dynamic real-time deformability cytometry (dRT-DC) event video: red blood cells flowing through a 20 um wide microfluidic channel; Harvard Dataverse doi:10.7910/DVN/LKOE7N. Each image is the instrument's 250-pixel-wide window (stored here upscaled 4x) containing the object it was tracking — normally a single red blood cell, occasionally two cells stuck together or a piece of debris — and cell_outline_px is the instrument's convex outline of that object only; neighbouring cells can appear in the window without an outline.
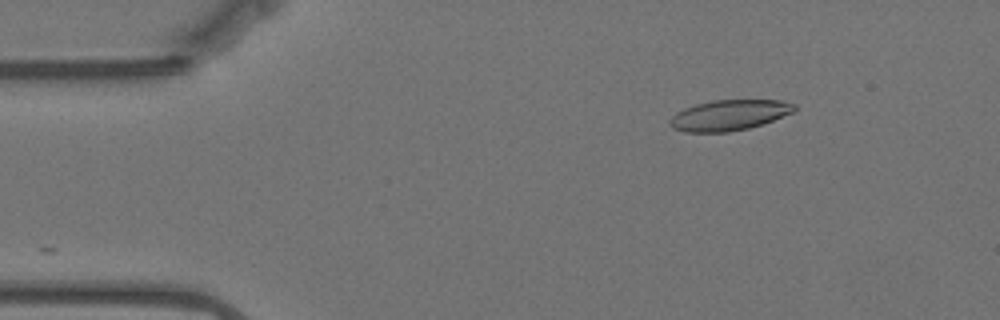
{"species": "Egyptian fruit bat (a non-hibernating species)", "species_latin": "Rousettus aegyptiacus", "temperature_condition": "warm", "stored_images_in_passage": 32, "camera_frame_rate_fps": 3000, "um_per_image_px": 0.085, "animal": {"sex": "female"}, "frame": {"image": 1, "passage_image": 1, "time_ms": 0.0, "image_size_px": [1000, 320], "cell_outline_px": [[796, 108], [792, 112], [772, 120], [748, 128], [728, 132], [684, 132], [672, 128], [668, 124], [668, 120], [676, 112], [684, 108], [696, 104], [712, 100], [780, 100], [796, 104]], "centroid_in_image_um": [61.92, 9.79], "position_along_channel_um": 23.1, "area_um2": 22.14}}
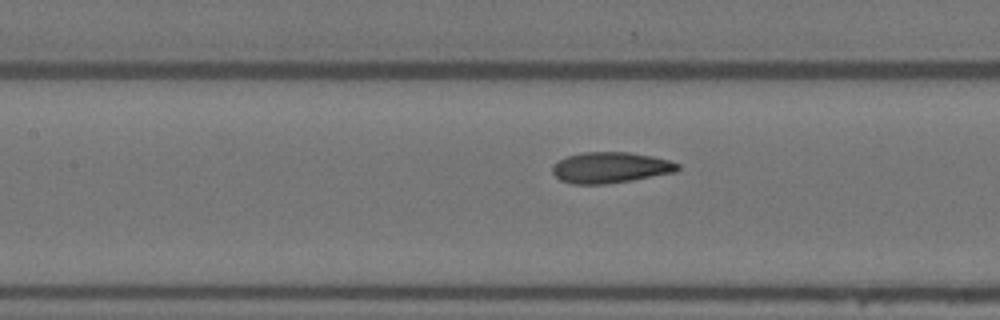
{"frame": {"image": 2, "passage_image": 18, "time_ms": 5.667, "image_size_px": [1000, 320], "cell_outline_px": [[680, 168], [676, 172], [632, 180], [608, 184], [572, 184], [560, 180], [552, 172], [552, 164], [568, 156], [584, 152], [628, 152], [652, 156], [668, 160], [680, 164]], "centroid_in_image_um": [51.89, 14.25], "position_along_channel_um": 155.5, "area_um2": 22.6}}
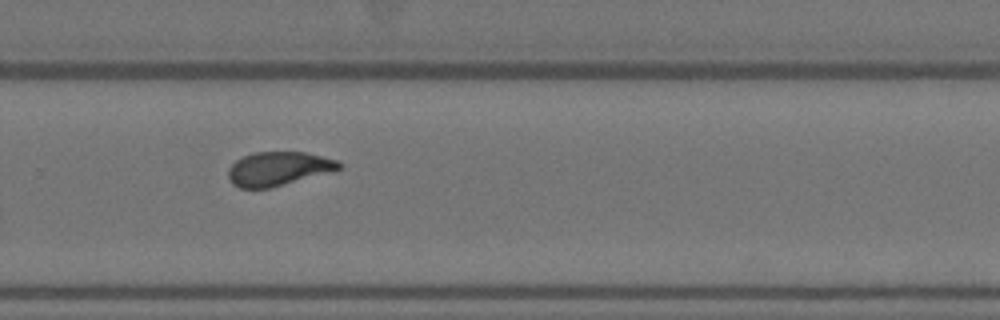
{"frame": {"image": 3, "passage_image": 31, "time_ms": 10.0, "image_size_px": [1000, 320], "cell_outline_px": [[344, 164], [340, 168], [268, 188], [240, 188], [232, 184], [228, 176], [228, 168], [240, 156], [256, 152], [304, 152], [336, 160]], "centroid_in_image_um": [23.57, 14.32], "position_along_channel_um": 306.2, "area_um2": 21.39}, "authors_computed_cell_mechanics": {"area_um2": 22.4842, "velocity_mm_per_s": 3.4995, "shape_relaxation_time_tau1_ms": 4.9774, "shape_relaxation_time_tau2_ms": 1.9523, "deformation_change_tau1": 0.1537, "deformation_change_tau2": 0.0816}}